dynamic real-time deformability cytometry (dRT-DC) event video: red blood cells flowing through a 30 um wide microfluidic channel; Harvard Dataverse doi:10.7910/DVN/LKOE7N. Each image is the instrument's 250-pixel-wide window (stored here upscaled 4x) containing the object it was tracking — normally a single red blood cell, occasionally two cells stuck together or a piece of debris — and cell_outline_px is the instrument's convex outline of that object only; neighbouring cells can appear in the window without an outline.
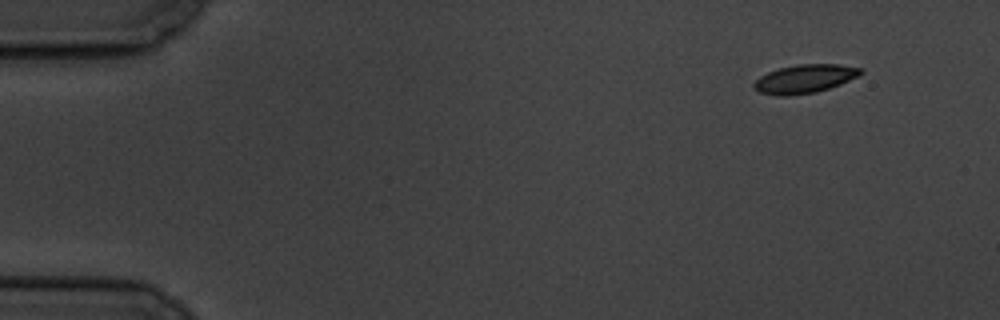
{"species": "common noctule bat (a hibernating species)", "species_latin": "Nyctalus noctula", "temperature_condition": "cold", "stored_images_in_passage": 5, "camera_frame_rate_fps": 3000, "um_per_image_px": 0.085, "animal": {"sex": "male", "body_mass_g": 19.5, "forearm_length_mm": 54.6}, "frame": {"image": 1, "passage_image": 1, "time_ms": 0.0, "image_size_px": [1000, 320], "cell_outline_px": [[864, 72], [840, 84], [816, 92], [788, 96], [776, 96], [760, 92], [752, 88], [752, 84], [760, 76], [768, 72], [780, 68], [796, 64], [840, 64], [864, 68]], "centroid_in_image_um": [68.38, 6.69], "position_along_channel_um": 16.6, "area_um2": 17.8}}
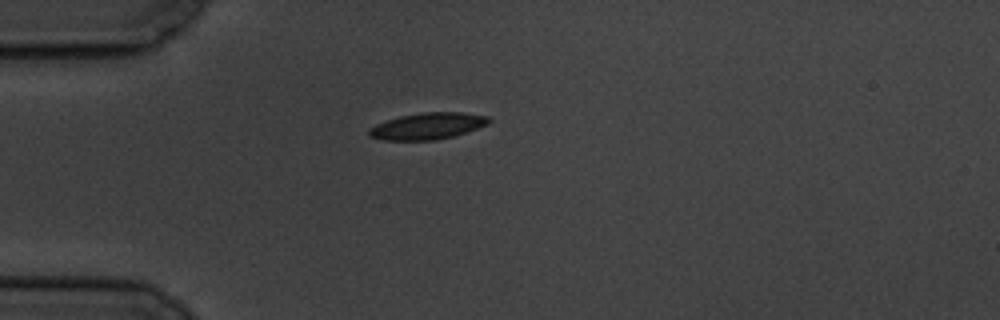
{"frame": {"image": 2, "passage_image": 4, "time_ms": 3.667, "image_size_px": [1000, 320], "cell_outline_px": [[492, 120], [488, 124], [452, 136], [436, 140], [380, 140], [368, 136], [368, 132], [376, 124], [400, 116], [424, 112], [464, 112], [488, 116]], "centroid_in_image_um": [36.35, 10.71], "position_along_channel_um": 48.7, "area_um2": 18.38}}